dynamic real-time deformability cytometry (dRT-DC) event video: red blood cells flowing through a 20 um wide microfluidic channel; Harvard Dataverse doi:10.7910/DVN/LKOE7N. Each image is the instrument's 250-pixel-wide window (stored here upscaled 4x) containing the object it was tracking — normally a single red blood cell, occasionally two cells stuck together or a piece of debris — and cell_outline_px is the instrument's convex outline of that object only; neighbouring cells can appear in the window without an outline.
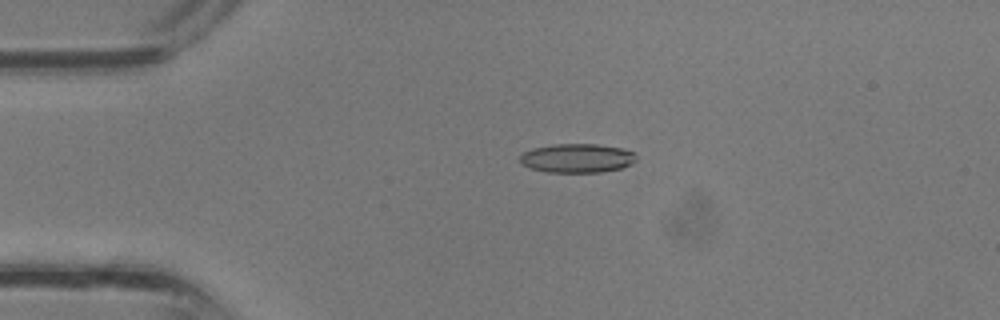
{"species": "common noctule bat (a hibernating species)", "species_latin": "Nyctalus noctula", "temperature_condition": "room temperature", "stored_images_in_passage": 25, "camera_frame_rate_fps": 3000, "um_per_image_px": 0.085, "animal": {"sex": "male", "body_mass_g": 13.3}, "frame": {"image": 1, "passage_image": 1, "time_ms": 0.0, "image_size_px": [1000, 320], "cell_outline_px": [[636, 160], [632, 164], [620, 168], [600, 172], [548, 172], [532, 168], [524, 164], [520, 160], [520, 156], [524, 152], [532, 148], [556, 144], [596, 144], [620, 148], [636, 152]], "centroid_in_image_um": [49.09, 13.44], "position_along_channel_um": 35.9, "area_um2": 19.48}}
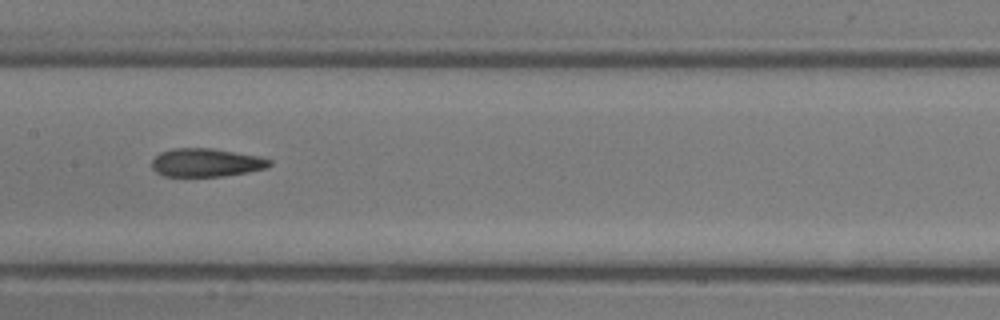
{"frame": {"image": 2, "passage_image": 11, "time_ms": 3.333, "image_size_px": [1000, 320], "cell_outline_px": [[272, 164], [268, 168], [248, 172], [224, 176], [164, 176], [156, 172], [152, 168], [152, 160], [160, 152], [172, 148], [212, 148], [256, 156], [272, 160]], "centroid_in_image_um": [17.52, 13.82], "position_along_channel_um": 189.9, "area_um2": 19.42}}
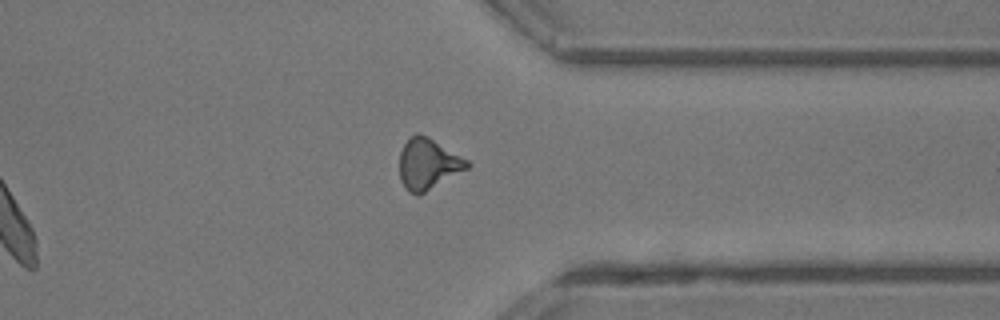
{"frame": {"image": 3, "passage_image": 21, "time_ms": 6.667, "image_size_px": [1000, 320], "cell_outline_px": [[472, 164], [468, 168], [420, 196], [416, 196], [408, 192], [404, 188], [400, 180], [400, 152], [408, 136], [416, 132], [428, 136], [468, 160]], "centroid_in_image_um": [36.36, 13.95], "position_along_channel_um": 375.0, "area_um2": 20.46}}